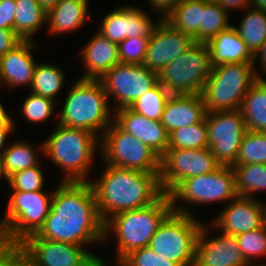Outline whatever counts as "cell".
Listing matches in <instances>:
<instances>
[{
  "mask_svg": "<svg viewBox=\"0 0 266 266\" xmlns=\"http://www.w3.org/2000/svg\"><path fill=\"white\" fill-rule=\"evenodd\" d=\"M246 262L266 257V224L235 236Z\"/></svg>",
  "mask_w": 266,
  "mask_h": 266,
  "instance_id": "cell-38",
  "label": "cell"
},
{
  "mask_svg": "<svg viewBox=\"0 0 266 266\" xmlns=\"http://www.w3.org/2000/svg\"><path fill=\"white\" fill-rule=\"evenodd\" d=\"M238 196L254 198L256 191L266 190V164L232 165Z\"/></svg>",
  "mask_w": 266,
  "mask_h": 266,
  "instance_id": "cell-32",
  "label": "cell"
},
{
  "mask_svg": "<svg viewBox=\"0 0 266 266\" xmlns=\"http://www.w3.org/2000/svg\"><path fill=\"white\" fill-rule=\"evenodd\" d=\"M264 209H265V221H266V203L264 204Z\"/></svg>",
  "mask_w": 266,
  "mask_h": 266,
  "instance_id": "cell-56",
  "label": "cell"
},
{
  "mask_svg": "<svg viewBox=\"0 0 266 266\" xmlns=\"http://www.w3.org/2000/svg\"><path fill=\"white\" fill-rule=\"evenodd\" d=\"M14 31L22 40H33V35L47 24V12L38 0H15Z\"/></svg>",
  "mask_w": 266,
  "mask_h": 266,
  "instance_id": "cell-28",
  "label": "cell"
},
{
  "mask_svg": "<svg viewBox=\"0 0 266 266\" xmlns=\"http://www.w3.org/2000/svg\"><path fill=\"white\" fill-rule=\"evenodd\" d=\"M182 0H148L150 6L160 13L159 18L165 17L181 2Z\"/></svg>",
  "mask_w": 266,
  "mask_h": 266,
  "instance_id": "cell-45",
  "label": "cell"
},
{
  "mask_svg": "<svg viewBox=\"0 0 266 266\" xmlns=\"http://www.w3.org/2000/svg\"><path fill=\"white\" fill-rule=\"evenodd\" d=\"M205 9L203 0H182L166 17L165 20L175 29L199 42V27L202 25V11Z\"/></svg>",
  "mask_w": 266,
  "mask_h": 266,
  "instance_id": "cell-27",
  "label": "cell"
},
{
  "mask_svg": "<svg viewBox=\"0 0 266 266\" xmlns=\"http://www.w3.org/2000/svg\"><path fill=\"white\" fill-rule=\"evenodd\" d=\"M85 71L80 78L100 79L108 70L120 63L118 44L99 32L90 38L81 52Z\"/></svg>",
  "mask_w": 266,
  "mask_h": 266,
  "instance_id": "cell-23",
  "label": "cell"
},
{
  "mask_svg": "<svg viewBox=\"0 0 266 266\" xmlns=\"http://www.w3.org/2000/svg\"><path fill=\"white\" fill-rule=\"evenodd\" d=\"M242 266H266V265H265V264H262V265L260 264V265H259V264H257V263L253 265L252 262H247L246 264H244V265H242Z\"/></svg>",
  "mask_w": 266,
  "mask_h": 266,
  "instance_id": "cell-54",
  "label": "cell"
},
{
  "mask_svg": "<svg viewBox=\"0 0 266 266\" xmlns=\"http://www.w3.org/2000/svg\"><path fill=\"white\" fill-rule=\"evenodd\" d=\"M203 1H206V2H216L217 0H203Z\"/></svg>",
  "mask_w": 266,
  "mask_h": 266,
  "instance_id": "cell-55",
  "label": "cell"
},
{
  "mask_svg": "<svg viewBox=\"0 0 266 266\" xmlns=\"http://www.w3.org/2000/svg\"><path fill=\"white\" fill-rule=\"evenodd\" d=\"M261 78L252 63H225L211 68L201 92L206 113L239 110L252 84Z\"/></svg>",
  "mask_w": 266,
  "mask_h": 266,
  "instance_id": "cell-6",
  "label": "cell"
},
{
  "mask_svg": "<svg viewBox=\"0 0 266 266\" xmlns=\"http://www.w3.org/2000/svg\"><path fill=\"white\" fill-rule=\"evenodd\" d=\"M44 174L38 164L32 168L15 172L9 177V187L12 191H44Z\"/></svg>",
  "mask_w": 266,
  "mask_h": 266,
  "instance_id": "cell-39",
  "label": "cell"
},
{
  "mask_svg": "<svg viewBox=\"0 0 266 266\" xmlns=\"http://www.w3.org/2000/svg\"><path fill=\"white\" fill-rule=\"evenodd\" d=\"M34 40H22L16 47L0 57V86L7 88L32 84L37 65L33 56ZM9 86V87H8Z\"/></svg>",
  "mask_w": 266,
  "mask_h": 266,
  "instance_id": "cell-21",
  "label": "cell"
},
{
  "mask_svg": "<svg viewBox=\"0 0 266 266\" xmlns=\"http://www.w3.org/2000/svg\"><path fill=\"white\" fill-rule=\"evenodd\" d=\"M89 0H60L55 8L47 13L50 34L75 32L89 21Z\"/></svg>",
  "mask_w": 266,
  "mask_h": 266,
  "instance_id": "cell-25",
  "label": "cell"
},
{
  "mask_svg": "<svg viewBox=\"0 0 266 266\" xmlns=\"http://www.w3.org/2000/svg\"><path fill=\"white\" fill-rule=\"evenodd\" d=\"M95 194L89 182H62L39 231L26 239H46L86 247L105 239Z\"/></svg>",
  "mask_w": 266,
  "mask_h": 266,
  "instance_id": "cell-1",
  "label": "cell"
},
{
  "mask_svg": "<svg viewBox=\"0 0 266 266\" xmlns=\"http://www.w3.org/2000/svg\"><path fill=\"white\" fill-rule=\"evenodd\" d=\"M211 68L207 43L194 42L158 73V82L171 94H201Z\"/></svg>",
  "mask_w": 266,
  "mask_h": 266,
  "instance_id": "cell-10",
  "label": "cell"
},
{
  "mask_svg": "<svg viewBox=\"0 0 266 266\" xmlns=\"http://www.w3.org/2000/svg\"><path fill=\"white\" fill-rule=\"evenodd\" d=\"M33 147V144L25 140L14 141L8 145L2 154L4 170L8 177L17 171L32 168L40 164L38 156L40 155L39 152L43 155V142L38 147L39 151H35L37 148Z\"/></svg>",
  "mask_w": 266,
  "mask_h": 266,
  "instance_id": "cell-29",
  "label": "cell"
},
{
  "mask_svg": "<svg viewBox=\"0 0 266 266\" xmlns=\"http://www.w3.org/2000/svg\"><path fill=\"white\" fill-rule=\"evenodd\" d=\"M209 147L206 119L198 124L175 129L169 133L168 149H201Z\"/></svg>",
  "mask_w": 266,
  "mask_h": 266,
  "instance_id": "cell-33",
  "label": "cell"
},
{
  "mask_svg": "<svg viewBox=\"0 0 266 266\" xmlns=\"http://www.w3.org/2000/svg\"><path fill=\"white\" fill-rule=\"evenodd\" d=\"M202 224L194 216L172 211L160 224L148 247L178 266H194Z\"/></svg>",
  "mask_w": 266,
  "mask_h": 266,
  "instance_id": "cell-7",
  "label": "cell"
},
{
  "mask_svg": "<svg viewBox=\"0 0 266 266\" xmlns=\"http://www.w3.org/2000/svg\"><path fill=\"white\" fill-rule=\"evenodd\" d=\"M0 178L1 179L2 178H5V180L7 182H9V177L6 175L5 170H4V165H3V159H2V157H0Z\"/></svg>",
  "mask_w": 266,
  "mask_h": 266,
  "instance_id": "cell-53",
  "label": "cell"
},
{
  "mask_svg": "<svg viewBox=\"0 0 266 266\" xmlns=\"http://www.w3.org/2000/svg\"><path fill=\"white\" fill-rule=\"evenodd\" d=\"M28 259L21 243L0 237V266H26Z\"/></svg>",
  "mask_w": 266,
  "mask_h": 266,
  "instance_id": "cell-42",
  "label": "cell"
},
{
  "mask_svg": "<svg viewBox=\"0 0 266 266\" xmlns=\"http://www.w3.org/2000/svg\"><path fill=\"white\" fill-rule=\"evenodd\" d=\"M209 148L216 160L232 166L247 132L240 110L206 113Z\"/></svg>",
  "mask_w": 266,
  "mask_h": 266,
  "instance_id": "cell-14",
  "label": "cell"
},
{
  "mask_svg": "<svg viewBox=\"0 0 266 266\" xmlns=\"http://www.w3.org/2000/svg\"><path fill=\"white\" fill-rule=\"evenodd\" d=\"M100 151V140L84 129L56 124L43 142V154L64 174L62 182H89V170Z\"/></svg>",
  "mask_w": 266,
  "mask_h": 266,
  "instance_id": "cell-3",
  "label": "cell"
},
{
  "mask_svg": "<svg viewBox=\"0 0 266 266\" xmlns=\"http://www.w3.org/2000/svg\"><path fill=\"white\" fill-rule=\"evenodd\" d=\"M20 108L21 115L31 123H41L52 117L56 101L31 91Z\"/></svg>",
  "mask_w": 266,
  "mask_h": 266,
  "instance_id": "cell-37",
  "label": "cell"
},
{
  "mask_svg": "<svg viewBox=\"0 0 266 266\" xmlns=\"http://www.w3.org/2000/svg\"><path fill=\"white\" fill-rule=\"evenodd\" d=\"M108 99L114 100V111L130 107L140 96L158 83V73L143 64L119 63L100 79ZM111 97V98H110Z\"/></svg>",
  "mask_w": 266,
  "mask_h": 266,
  "instance_id": "cell-13",
  "label": "cell"
},
{
  "mask_svg": "<svg viewBox=\"0 0 266 266\" xmlns=\"http://www.w3.org/2000/svg\"><path fill=\"white\" fill-rule=\"evenodd\" d=\"M209 230H212L210 223L202 224L196 242L194 266H242L247 263L234 235L220 231L219 236L210 237Z\"/></svg>",
  "mask_w": 266,
  "mask_h": 266,
  "instance_id": "cell-18",
  "label": "cell"
},
{
  "mask_svg": "<svg viewBox=\"0 0 266 266\" xmlns=\"http://www.w3.org/2000/svg\"><path fill=\"white\" fill-rule=\"evenodd\" d=\"M210 223L213 230L234 236L252 231L266 224L264 205L258 199L237 196Z\"/></svg>",
  "mask_w": 266,
  "mask_h": 266,
  "instance_id": "cell-19",
  "label": "cell"
},
{
  "mask_svg": "<svg viewBox=\"0 0 266 266\" xmlns=\"http://www.w3.org/2000/svg\"><path fill=\"white\" fill-rule=\"evenodd\" d=\"M99 152L105 164L160 173V157L146 144L124 131L115 121L107 127L100 138Z\"/></svg>",
  "mask_w": 266,
  "mask_h": 266,
  "instance_id": "cell-11",
  "label": "cell"
},
{
  "mask_svg": "<svg viewBox=\"0 0 266 266\" xmlns=\"http://www.w3.org/2000/svg\"><path fill=\"white\" fill-rule=\"evenodd\" d=\"M14 127L15 126H0V157H2L3 152L8 147L6 141L8 135L14 132Z\"/></svg>",
  "mask_w": 266,
  "mask_h": 266,
  "instance_id": "cell-48",
  "label": "cell"
},
{
  "mask_svg": "<svg viewBox=\"0 0 266 266\" xmlns=\"http://www.w3.org/2000/svg\"><path fill=\"white\" fill-rule=\"evenodd\" d=\"M65 76L64 71L57 65L37 63L32 84L28 90L55 101L56 95L64 86Z\"/></svg>",
  "mask_w": 266,
  "mask_h": 266,
  "instance_id": "cell-31",
  "label": "cell"
},
{
  "mask_svg": "<svg viewBox=\"0 0 266 266\" xmlns=\"http://www.w3.org/2000/svg\"><path fill=\"white\" fill-rule=\"evenodd\" d=\"M57 124L102 137L114 121V110L99 79L78 78L69 89ZM113 113V114H112Z\"/></svg>",
  "mask_w": 266,
  "mask_h": 266,
  "instance_id": "cell-4",
  "label": "cell"
},
{
  "mask_svg": "<svg viewBox=\"0 0 266 266\" xmlns=\"http://www.w3.org/2000/svg\"><path fill=\"white\" fill-rule=\"evenodd\" d=\"M150 37H131L118 44L122 64H143Z\"/></svg>",
  "mask_w": 266,
  "mask_h": 266,
  "instance_id": "cell-40",
  "label": "cell"
},
{
  "mask_svg": "<svg viewBox=\"0 0 266 266\" xmlns=\"http://www.w3.org/2000/svg\"><path fill=\"white\" fill-rule=\"evenodd\" d=\"M114 121L126 132L146 144L160 158L169 146V133L161 121L151 120L129 107L114 111Z\"/></svg>",
  "mask_w": 266,
  "mask_h": 266,
  "instance_id": "cell-20",
  "label": "cell"
},
{
  "mask_svg": "<svg viewBox=\"0 0 266 266\" xmlns=\"http://www.w3.org/2000/svg\"><path fill=\"white\" fill-rule=\"evenodd\" d=\"M170 96L171 93L158 82L129 108L148 119L161 121L166 102Z\"/></svg>",
  "mask_w": 266,
  "mask_h": 266,
  "instance_id": "cell-34",
  "label": "cell"
},
{
  "mask_svg": "<svg viewBox=\"0 0 266 266\" xmlns=\"http://www.w3.org/2000/svg\"><path fill=\"white\" fill-rule=\"evenodd\" d=\"M41 7L48 13L57 6L60 0H38Z\"/></svg>",
  "mask_w": 266,
  "mask_h": 266,
  "instance_id": "cell-50",
  "label": "cell"
},
{
  "mask_svg": "<svg viewBox=\"0 0 266 266\" xmlns=\"http://www.w3.org/2000/svg\"><path fill=\"white\" fill-rule=\"evenodd\" d=\"M259 59V62L257 61ZM260 64L261 72H266V40L261 45L260 49L253 55V66L255 67V64Z\"/></svg>",
  "mask_w": 266,
  "mask_h": 266,
  "instance_id": "cell-47",
  "label": "cell"
},
{
  "mask_svg": "<svg viewBox=\"0 0 266 266\" xmlns=\"http://www.w3.org/2000/svg\"><path fill=\"white\" fill-rule=\"evenodd\" d=\"M22 39L14 30L0 28V57L16 47Z\"/></svg>",
  "mask_w": 266,
  "mask_h": 266,
  "instance_id": "cell-44",
  "label": "cell"
},
{
  "mask_svg": "<svg viewBox=\"0 0 266 266\" xmlns=\"http://www.w3.org/2000/svg\"><path fill=\"white\" fill-rule=\"evenodd\" d=\"M229 14L217 3L206 2L202 11V25L199 27V42L208 43L220 31L227 29L231 24Z\"/></svg>",
  "mask_w": 266,
  "mask_h": 266,
  "instance_id": "cell-35",
  "label": "cell"
},
{
  "mask_svg": "<svg viewBox=\"0 0 266 266\" xmlns=\"http://www.w3.org/2000/svg\"><path fill=\"white\" fill-rule=\"evenodd\" d=\"M245 12L239 26L233 27L254 55L266 40V13L250 7Z\"/></svg>",
  "mask_w": 266,
  "mask_h": 266,
  "instance_id": "cell-30",
  "label": "cell"
},
{
  "mask_svg": "<svg viewBox=\"0 0 266 266\" xmlns=\"http://www.w3.org/2000/svg\"><path fill=\"white\" fill-rule=\"evenodd\" d=\"M221 164L210 148L167 149L160 158L159 182L163 193L169 194L181 181L211 173Z\"/></svg>",
  "mask_w": 266,
  "mask_h": 266,
  "instance_id": "cell-12",
  "label": "cell"
},
{
  "mask_svg": "<svg viewBox=\"0 0 266 266\" xmlns=\"http://www.w3.org/2000/svg\"><path fill=\"white\" fill-rule=\"evenodd\" d=\"M237 196L235 172L232 166L224 165L211 173L181 181L169 193L173 211L190 216L194 214L187 209L188 204H212L213 202H228V200L230 202ZM180 200L181 203H188L186 208L184 204L181 206L178 203Z\"/></svg>",
  "mask_w": 266,
  "mask_h": 266,
  "instance_id": "cell-9",
  "label": "cell"
},
{
  "mask_svg": "<svg viewBox=\"0 0 266 266\" xmlns=\"http://www.w3.org/2000/svg\"><path fill=\"white\" fill-rule=\"evenodd\" d=\"M148 42L146 57L143 65L159 73L169 62L183 54L194 40L179 30L175 29L165 19L158 18Z\"/></svg>",
  "mask_w": 266,
  "mask_h": 266,
  "instance_id": "cell-16",
  "label": "cell"
},
{
  "mask_svg": "<svg viewBox=\"0 0 266 266\" xmlns=\"http://www.w3.org/2000/svg\"><path fill=\"white\" fill-rule=\"evenodd\" d=\"M228 14L232 9L245 10L250 6V0H217L216 1ZM243 8V9H242Z\"/></svg>",
  "mask_w": 266,
  "mask_h": 266,
  "instance_id": "cell-46",
  "label": "cell"
},
{
  "mask_svg": "<svg viewBox=\"0 0 266 266\" xmlns=\"http://www.w3.org/2000/svg\"><path fill=\"white\" fill-rule=\"evenodd\" d=\"M266 164V132L244 134L238 156L233 165Z\"/></svg>",
  "mask_w": 266,
  "mask_h": 266,
  "instance_id": "cell-36",
  "label": "cell"
},
{
  "mask_svg": "<svg viewBox=\"0 0 266 266\" xmlns=\"http://www.w3.org/2000/svg\"><path fill=\"white\" fill-rule=\"evenodd\" d=\"M105 168L97 181H89L104 223L115 214L147 207L164 194L159 182L160 173L124 169L108 164H105Z\"/></svg>",
  "mask_w": 266,
  "mask_h": 266,
  "instance_id": "cell-2",
  "label": "cell"
},
{
  "mask_svg": "<svg viewBox=\"0 0 266 266\" xmlns=\"http://www.w3.org/2000/svg\"><path fill=\"white\" fill-rule=\"evenodd\" d=\"M120 263L123 266H178L176 263L157 255L148 246L131 251Z\"/></svg>",
  "mask_w": 266,
  "mask_h": 266,
  "instance_id": "cell-41",
  "label": "cell"
},
{
  "mask_svg": "<svg viewBox=\"0 0 266 266\" xmlns=\"http://www.w3.org/2000/svg\"><path fill=\"white\" fill-rule=\"evenodd\" d=\"M250 8L266 13V0H250Z\"/></svg>",
  "mask_w": 266,
  "mask_h": 266,
  "instance_id": "cell-51",
  "label": "cell"
},
{
  "mask_svg": "<svg viewBox=\"0 0 266 266\" xmlns=\"http://www.w3.org/2000/svg\"><path fill=\"white\" fill-rule=\"evenodd\" d=\"M104 258L102 257H98L96 258L89 266H107L106 265V262H105V259L103 260ZM117 266H123L120 262H116Z\"/></svg>",
  "mask_w": 266,
  "mask_h": 266,
  "instance_id": "cell-52",
  "label": "cell"
},
{
  "mask_svg": "<svg viewBox=\"0 0 266 266\" xmlns=\"http://www.w3.org/2000/svg\"><path fill=\"white\" fill-rule=\"evenodd\" d=\"M205 116L201 94H171L166 102L161 123L170 133L175 129L198 124Z\"/></svg>",
  "mask_w": 266,
  "mask_h": 266,
  "instance_id": "cell-22",
  "label": "cell"
},
{
  "mask_svg": "<svg viewBox=\"0 0 266 266\" xmlns=\"http://www.w3.org/2000/svg\"><path fill=\"white\" fill-rule=\"evenodd\" d=\"M13 118L5 110L3 104L0 102V126H14Z\"/></svg>",
  "mask_w": 266,
  "mask_h": 266,
  "instance_id": "cell-49",
  "label": "cell"
},
{
  "mask_svg": "<svg viewBox=\"0 0 266 266\" xmlns=\"http://www.w3.org/2000/svg\"><path fill=\"white\" fill-rule=\"evenodd\" d=\"M21 244L31 266H89L100 257L83 246L59 241L25 239Z\"/></svg>",
  "mask_w": 266,
  "mask_h": 266,
  "instance_id": "cell-15",
  "label": "cell"
},
{
  "mask_svg": "<svg viewBox=\"0 0 266 266\" xmlns=\"http://www.w3.org/2000/svg\"><path fill=\"white\" fill-rule=\"evenodd\" d=\"M15 0H0V28L14 30Z\"/></svg>",
  "mask_w": 266,
  "mask_h": 266,
  "instance_id": "cell-43",
  "label": "cell"
},
{
  "mask_svg": "<svg viewBox=\"0 0 266 266\" xmlns=\"http://www.w3.org/2000/svg\"><path fill=\"white\" fill-rule=\"evenodd\" d=\"M53 192L13 191L7 210L0 220V237L22 243L27 237L36 234L48 216Z\"/></svg>",
  "mask_w": 266,
  "mask_h": 266,
  "instance_id": "cell-8",
  "label": "cell"
},
{
  "mask_svg": "<svg viewBox=\"0 0 266 266\" xmlns=\"http://www.w3.org/2000/svg\"><path fill=\"white\" fill-rule=\"evenodd\" d=\"M172 211L169 194L164 193L147 207L118 213L109 218L104 223V239H109L110 233L115 234L116 262H120L133 250L147 247L160 224Z\"/></svg>",
  "mask_w": 266,
  "mask_h": 266,
  "instance_id": "cell-5",
  "label": "cell"
},
{
  "mask_svg": "<svg viewBox=\"0 0 266 266\" xmlns=\"http://www.w3.org/2000/svg\"><path fill=\"white\" fill-rule=\"evenodd\" d=\"M158 22V19L153 22L144 10L126 4L107 13L97 32L111 42L119 44L131 37H150Z\"/></svg>",
  "mask_w": 266,
  "mask_h": 266,
  "instance_id": "cell-17",
  "label": "cell"
},
{
  "mask_svg": "<svg viewBox=\"0 0 266 266\" xmlns=\"http://www.w3.org/2000/svg\"><path fill=\"white\" fill-rule=\"evenodd\" d=\"M251 132H266V79L258 78L243 98L239 109Z\"/></svg>",
  "mask_w": 266,
  "mask_h": 266,
  "instance_id": "cell-26",
  "label": "cell"
},
{
  "mask_svg": "<svg viewBox=\"0 0 266 266\" xmlns=\"http://www.w3.org/2000/svg\"><path fill=\"white\" fill-rule=\"evenodd\" d=\"M207 45L211 67L225 63L249 62L253 64V54L238 35L233 24L220 31Z\"/></svg>",
  "mask_w": 266,
  "mask_h": 266,
  "instance_id": "cell-24",
  "label": "cell"
}]
</instances>
